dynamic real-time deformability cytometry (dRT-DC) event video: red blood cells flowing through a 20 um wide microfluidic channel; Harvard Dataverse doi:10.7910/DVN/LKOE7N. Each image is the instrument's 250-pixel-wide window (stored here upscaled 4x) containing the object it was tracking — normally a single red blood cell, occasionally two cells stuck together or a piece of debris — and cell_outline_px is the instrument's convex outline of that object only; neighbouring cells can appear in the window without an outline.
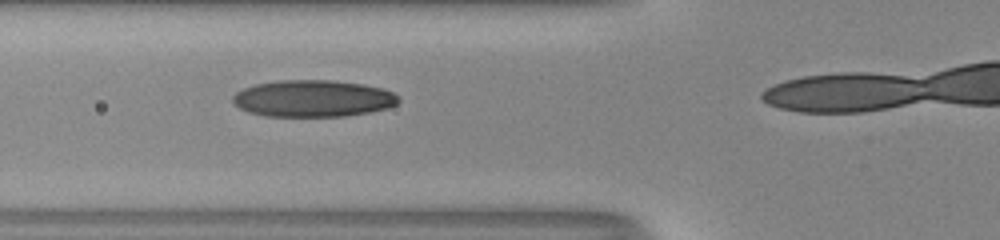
{"species": "human", "species_latin": "Homo sapiens", "temperature_condition": "room temperature", "stored_images_in_passage": 7, "camera_frame_rate_fps": 3000, "um_per_image_px": 0.085, "donor": {"sex": "male"}, "frame": {"image": 1, "passage_image": 3, "time_ms": 0.667, "image_size_px": [1000, 240], "cell_outline_px": [[400, 100], [396, 104], [388, 108], [348, 116], [264, 116], [248, 112], [232, 104], [232, 96], [236, 92], [244, 88], [256, 84], [276, 80], [332, 80], [360, 84], [384, 88], [400, 96]], "centroid_in_image_um": [26.59, 8.37], "position_along_channel_um": 99.2, "area_um2": 35.78}}
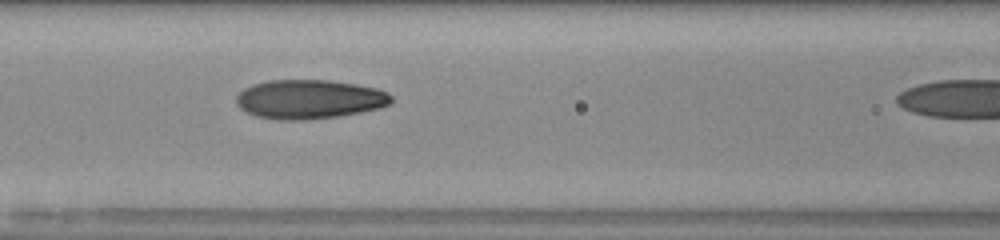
{"frame": {"image": 2, "passage_image": 6, "time_ms": 1.667, "image_size_px": [1000, 240], "cell_outline_px": [[392, 100], [388, 104], [380, 108], [340, 116], [300, 120], [280, 120], [256, 116], [240, 108], [236, 104], [236, 96], [244, 88], [252, 84], [268, 80], [328, 80], [356, 84], [376, 88], [388, 92], [392, 96]], "centroid_in_image_um": [26.28, 8.43], "position_along_channel_um": 140.3, "area_um2": 35.37}}